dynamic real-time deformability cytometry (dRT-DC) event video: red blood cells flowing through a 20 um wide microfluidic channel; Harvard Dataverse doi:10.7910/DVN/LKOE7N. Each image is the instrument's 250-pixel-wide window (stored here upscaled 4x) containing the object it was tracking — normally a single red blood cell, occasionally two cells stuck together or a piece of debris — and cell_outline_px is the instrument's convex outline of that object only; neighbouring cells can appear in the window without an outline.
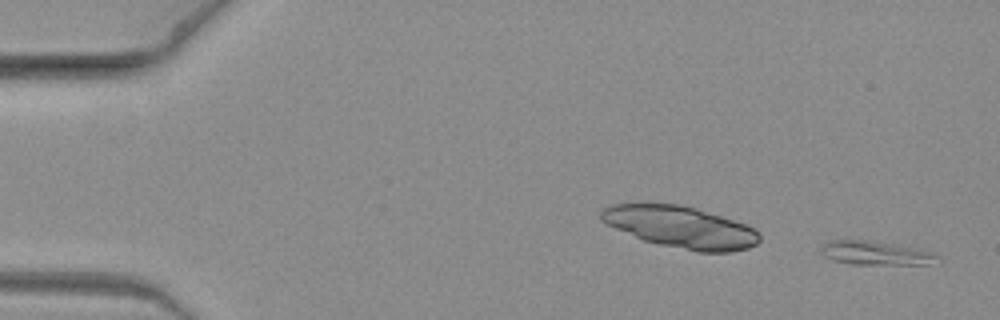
{"species": "common noctule bat (a hibernating species)", "species_latin": "Nyctalus noctula", "temperature_condition": "warm", "stored_images_in_passage": 3, "camera_frame_rate_fps": 3000, "um_per_image_px": 0.085, "animal": {"sex": "female", "body_mass_g": 19.3, "forearm_length_mm": 54.1}, "frame": {"image": 1, "passage_image": 3, "time_ms": 0.667, "image_size_px": [1000, 320], "cell_outline_px": [[940, 264], [852, 264], [832, 260], [824, 256], [820, 252], [820, 248], [828, 240], [868, 240], [916, 248], [936, 252], [940, 256]], "centroid_in_image_um": [74.5, 21.52], "position_along_channel_um": 10.5, "area_um2": 16.42}}